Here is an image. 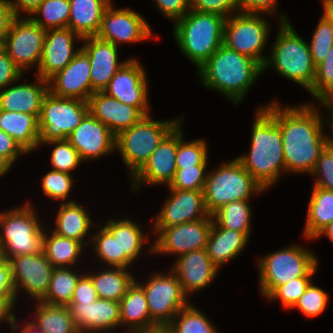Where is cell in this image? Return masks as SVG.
I'll return each instance as SVG.
<instances>
[{
  "mask_svg": "<svg viewBox=\"0 0 333 333\" xmlns=\"http://www.w3.org/2000/svg\"><path fill=\"white\" fill-rule=\"evenodd\" d=\"M263 190L236 158L207 175L203 189L205 206L209 215H212L227 203L249 200L252 193Z\"/></svg>",
  "mask_w": 333,
  "mask_h": 333,
  "instance_id": "obj_6",
  "label": "cell"
},
{
  "mask_svg": "<svg viewBox=\"0 0 333 333\" xmlns=\"http://www.w3.org/2000/svg\"><path fill=\"white\" fill-rule=\"evenodd\" d=\"M48 143L57 145L51 155V164L54 170L69 173L82 161L76 148L67 139Z\"/></svg>",
  "mask_w": 333,
  "mask_h": 333,
  "instance_id": "obj_45",
  "label": "cell"
},
{
  "mask_svg": "<svg viewBox=\"0 0 333 333\" xmlns=\"http://www.w3.org/2000/svg\"><path fill=\"white\" fill-rule=\"evenodd\" d=\"M310 277H298L278 286L267 298L280 299L283 306L292 308L311 283Z\"/></svg>",
  "mask_w": 333,
  "mask_h": 333,
  "instance_id": "obj_48",
  "label": "cell"
},
{
  "mask_svg": "<svg viewBox=\"0 0 333 333\" xmlns=\"http://www.w3.org/2000/svg\"><path fill=\"white\" fill-rule=\"evenodd\" d=\"M276 0H239V9L243 13L258 14L272 12L275 9Z\"/></svg>",
  "mask_w": 333,
  "mask_h": 333,
  "instance_id": "obj_58",
  "label": "cell"
},
{
  "mask_svg": "<svg viewBox=\"0 0 333 333\" xmlns=\"http://www.w3.org/2000/svg\"><path fill=\"white\" fill-rule=\"evenodd\" d=\"M78 37L70 28H57L46 30L43 50L38 66V76L49 80L56 73L64 69L71 60L79 53L81 48L73 51V40Z\"/></svg>",
  "mask_w": 333,
  "mask_h": 333,
  "instance_id": "obj_19",
  "label": "cell"
},
{
  "mask_svg": "<svg viewBox=\"0 0 333 333\" xmlns=\"http://www.w3.org/2000/svg\"><path fill=\"white\" fill-rule=\"evenodd\" d=\"M173 267L171 271L186 295L209 285L218 273V267L211 261L206 249L180 255Z\"/></svg>",
  "mask_w": 333,
  "mask_h": 333,
  "instance_id": "obj_26",
  "label": "cell"
},
{
  "mask_svg": "<svg viewBox=\"0 0 333 333\" xmlns=\"http://www.w3.org/2000/svg\"><path fill=\"white\" fill-rule=\"evenodd\" d=\"M311 106L280 109L273 102L264 107L281 130L285 171L312 173L320 152L328 144L329 137L322 135L320 114Z\"/></svg>",
  "mask_w": 333,
  "mask_h": 333,
  "instance_id": "obj_1",
  "label": "cell"
},
{
  "mask_svg": "<svg viewBox=\"0 0 333 333\" xmlns=\"http://www.w3.org/2000/svg\"><path fill=\"white\" fill-rule=\"evenodd\" d=\"M22 153L27 152L11 136L0 129V154L13 164L19 154Z\"/></svg>",
  "mask_w": 333,
  "mask_h": 333,
  "instance_id": "obj_56",
  "label": "cell"
},
{
  "mask_svg": "<svg viewBox=\"0 0 333 333\" xmlns=\"http://www.w3.org/2000/svg\"><path fill=\"white\" fill-rule=\"evenodd\" d=\"M87 102L89 113L107 126L115 136L145 116L137 107L122 103L103 91L94 92Z\"/></svg>",
  "mask_w": 333,
  "mask_h": 333,
  "instance_id": "obj_22",
  "label": "cell"
},
{
  "mask_svg": "<svg viewBox=\"0 0 333 333\" xmlns=\"http://www.w3.org/2000/svg\"><path fill=\"white\" fill-rule=\"evenodd\" d=\"M322 234H326L332 241H333V221H331L330 223H328L319 233L318 235L315 237H319Z\"/></svg>",
  "mask_w": 333,
  "mask_h": 333,
  "instance_id": "obj_64",
  "label": "cell"
},
{
  "mask_svg": "<svg viewBox=\"0 0 333 333\" xmlns=\"http://www.w3.org/2000/svg\"><path fill=\"white\" fill-rule=\"evenodd\" d=\"M89 215L90 213H86V210L74 201L63 203L60 205V211L55 220L57 228L53 232L82 243L91 224L93 225Z\"/></svg>",
  "mask_w": 333,
  "mask_h": 333,
  "instance_id": "obj_33",
  "label": "cell"
},
{
  "mask_svg": "<svg viewBox=\"0 0 333 333\" xmlns=\"http://www.w3.org/2000/svg\"><path fill=\"white\" fill-rule=\"evenodd\" d=\"M15 294L24 288L37 301L47 294L54 267L43 252L17 255L9 259Z\"/></svg>",
  "mask_w": 333,
  "mask_h": 333,
  "instance_id": "obj_15",
  "label": "cell"
},
{
  "mask_svg": "<svg viewBox=\"0 0 333 333\" xmlns=\"http://www.w3.org/2000/svg\"><path fill=\"white\" fill-rule=\"evenodd\" d=\"M176 21L174 35L181 51L199 68L223 44L226 18L189 10Z\"/></svg>",
  "mask_w": 333,
  "mask_h": 333,
  "instance_id": "obj_4",
  "label": "cell"
},
{
  "mask_svg": "<svg viewBox=\"0 0 333 333\" xmlns=\"http://www.w3.org/2000/svg\"><path fill=\"white\" fill-rule=\"evenodd\" d=\"M98 299L94 284L88 275H82L73 292L69 305L91 304Z\"/></svg>",
  "mask_w": 333,
  "mask_h": 333,
  "instance_id": "obj_53",
  "label": "cell"
},
{
  "mask_svg": "<svg viewBox=\"0 0 333 333\" xmlns=\"http://www.w3.org/2000/svg\"><path fill=\"white\" fill-rule=\"evenodd\" d=\"M2 252H1V249H0V261L2 260Z\"/></svg>",
  "mask_w": 333,
  "mask_h": 333,
  "instance_id": "obj_69",
  "label": "cell"
},
{
  "mask_svg": "<svg viewBox=\"0 0 333 333\" xmlns=\"http://www.w3.org/2000/svg\"><path fill=\"white\" fill-rule=\"evenodd\" d=\"M48 82L49 85L54 84L48 88L54 96L88 101L92 95L89 57L81 49L71 62Z\"/></svg>",
  "mask_w": 333,
  "mask_h": 333,
  "instance_id": "obj_18",
  "label": "cell"
},
{
  "mask_svg": "<svg viewBox=\"0 0 333 333\" xmlns=\"http://www.w3.org/2000/svg\"><path fill=\"white\" fill-rule=\"evenodd\" d=\"M139 285L146 293L150 319L157 327H166L181 309L189 305L174 272L167 276L153 275L146 285Z\"/></svg>",
  "mask_w": 333,
  "mask_h": 333,
  "instance_id": "obj_12",
  "label": "cell"
},
{
  "mask_svg": "<svg viewBox=\"0 0 333 333\" xmlns=\"http://www.w3.org/2000/svg\"><path fill=\"white\" fill-rule=\"evenodd\" d=\"M22 71L14 64L12 59L0 45V89L12 82L18 81Z\"/></svg>",
  "mask_w": 333,
  "mask_h": 333,
  "instance_id": "obj_54",
  "label": "cell"
},
{
  "mask_svg": "<svg viewBox=\"0 0 333 333\" xmlns=\"http://www.w3.org/2000/svg\"><path fill=\"white\" fill-rule=\"evenodd\" d=\"M95 287L98 298L120 301L135 281L125 268L114 267L97 275H88Z\"/></svg>",
  "mask_w": 333,
  "mask_h": 333,
  "instance_id": "obj_36",
  "label": "cell"
},
{
  "mask_svg": "<svg viewBox=\"0 0 333 333\" xmlns=\"http://www.w3.org/2000/svg\"><path fill=\"white\" fill-rule=\"evenodd\" d=\"M97 36L117 46L118 42H135L151 36L149 25L129 9H115L110 3L102 16Z\"/></svg>",
  "mask_w": 333,
  "mask_h": 333,
  "instance_id": "obj_17",
  "label": "cell"
},
{
  "mask_svg": "<svg viewBox=\"0 0 333 333\" xmlns=\"http://www.w3.org/2000/svg\"><path fill=\"white\" fill-rule=\"evenodd\" d=\"M14 18L15 16L7 0H0V45L6 37Z\"/></svg>",
  "mask_w": 333,
  "mask_h": 333,
  "instance_id": "obj_59",
  "label": "cell"
},
{
  "mask_svg": "<svg viewBox=\"0 0 333 333\" xmlns=\"http://www.w3.org/2000/svg\"><path fill=\"white\" fill-rule=\"evenodd\" d=\"M0 297L16 298L9 260L0 261Z\"/></svg>",
  "mask_w": 333,
  "mask_h": 333,
  "instance_id": "obj_57",
  "label": "cell"
},
{
  "mask_svg": "<svg viewBox=\"0 0 333 333\" xmlns=\"http://www.w3.org/2000/svg\"><path fill=\"white\" fill-rule=\"evenodd\" d=\"M312 173L321 175L316 180L315 187L333 191V147L329 144L320 152Z\"/></svg>",
  "mask_w": 333,
  "mask_h": 333,
  "instance_id": "obj_51",
  "label": "cell"
},
{
  "mask_svg": "<svg viewBox=\"0 0 333 333\" xmlns=\"http://www.w3.org/2000/svg\"><path fill=\"white\" fill-rule=\"evenodd\" d=\"M159 9L170 19L175 21L184 17L187 8H191L190 0H156ZM187 10V11H186Z\"/></svg>",
  "mask_w": 333,
  "mask_h": 333,
  "instance_id": "obj_55",
  "label": "cell"
},
{
  "mask_svg": "<svg viewBox=\"0 0 333 333\" xmlns=\"http://www.w3.org/2000/svg\"><path fill=\"white\" fill-rule=\"evenodd\" d=\"M39 85L20 84L0 92V110L34 115L38 120L49 82L38 76Z\"/></svg>",
  "mask_w": 333,
  "mask_h": 333,
  "instance_id": "obj_27",
  "label": "cell"
},
{
  "mask_svg": "<svg viewBox=\"0 0 333 333\" xmlns=\"http://www.w3.org/2000/svg\"><path fill=\"white\" fill-rule=\"evenodd\" d=\"M19 18V19H18ZM46 29L30 18L15 17L1 43L14 64L23 72L26 67L40 64Z\"/></svg>",
  "mask_w": 333,
  "mask_h": 333,
  "instance_id": "obj_13",
  "label": "cell"
},
{
  "mask_svg": "<svg viewBox=\"0 0 333 333\" xmlns=\"http://www.w3.org/2000/svg\"><path fill=\"white\" fill-rule=\"evenodd\" d=\"M271 59L266 60L263 70L271 62L282 76L304 86L308 91L311 90L316 76V65L308 43L293 30L285 15L281 18V27L272 48Z\"/></svg>",
  "mask_w": 333,
  "mask_h": 333,
  "instance_id": "obj_5",
  "label": "cell"
},
{
  "mask_svg": "<svg viewBox=\"0 0 333 333\" xmlns=\"http://www.w3.org/2000/svg\"><path fill=\"white\" fill-rule=\"evenodd\" d=\"M212 223V216L208 215L204 219L193 222L154 228L160 234L156 243L153 244L151 252L182 255L194 250L205 249Z\"/></svg>",
  "mask_w": 333,
  "mask_h": 333,
  "instance_id": "obj_14",
  "label": "cell"
},
{
  "mask_svg": "<svg viewBox=\"0 0 333 333\" xmlns=\"http://www.w3.org/2000/svg\"><path fill=\"white\" fill-rule=\"evenodd\" d=\"M85 44L81 49L90 61V78L92 94L103 91L117 70L125 63H118L117 46L98 36L83 38Z\"/></svg>",
  "mask_w": 333,
  "mask_h": 333,
  "instance_id": "obj_23",
  "label": "cell"
},
{
  "mask_svg": "<svg viewBox=\"0 0 333 333\" xmlns=\"http://www.w3.org/2000/svg\"><path fill=\"white\" fill-rule=\"evenodd\" d=\"M328 299L327 293L311 282L292 308L297 307L304 315L314 317L325 310Z\"/></svg>",
  "mask_w": 333,
  "mask_h": 333,
  "instance_id": "obj_47",
  "label": "cell"
},
{
  "mask_svg": "<svg viewBox=\"0 0 333 333\" xmlns=\"http://www.w3.org/2000/svg\"><path fill=\"white\" fill-rule=\"evenodd\" d=\"M262 71L257 61L223 44L199 67L204 85L226 94L234 103L243 99Z\"/></svg>",
  "mask_w": 333,
  "mask_h": 333,
  "instance_id": "obj_3",
  "label": "cell"
},
{
  "mask_svg": "<svg viewBox=\"0 0 333 333\" xmlns=\"http://www.w3.org/2000/svg\"><path fill=\"white\" fill-rule=\"evenodd\" d=\"M170 190L172 196L158 214L155 228L193 222L209 215L205 206L203 190Z\"/></svg>",
  "mask_w": 333,
  "mask_h": 333,
  "instance_id": "obj_20",
  "label": "cell"
},
{
  "mask_svg": "<svg viewBox=\"0 0 333 333\" xmlns=\"http://www.w3.org/2000/svg\"><path fill=\"white\" fill-rule=\"evenodd\" d=\"M79 333H101L120 325V303L98 298L91 304L68 305Z\"/></svg>",
  "mask_w": 333,
  "mask_h": 333,
  "instance_id": "obj_25",
  "label": "cell"
},
{
  "mask_svg": "<svg viewBox=\"0 0 333 333\" xmlns=\"http://www.w3.org/2000/svg\"><path fill=\"white\" fill-rule=\"evenodd\" d=\"M314 64H320L333 47V26L322 16L308 45Z\"/></svg>",
  "mask_w": 333,
  "mask_h": 333,
  "instance_id": "obj_44",
  "label": "cell"
},
{
  "mask_svg": "<svg viewBox=\"0 0 333 333\" xmlns=\"http://www.w3.org/2000/svg\"><path fill=\"white\" fill-rule=\"evenodd\" d=\"M29 204L0 214L3 235H0L2 258L43 252L44 232Z\"/></svg>",
  "mask_w": 333,
  "mask_h": 333,
  "instance_id": "obj_8",
  "label": "cell"
},
{
  "mask_svg": "<svg viewBox=\"0 0 333 333\" xmlns=\"http://www.w3.org/2000/svg\"><path fill=\"white\" fill-rule=\"evenodd\" d=\"M22 331H23L22 333H30L25 327L23 328Z\"/></svg>",
  "mask_w": 333,
  "mask_h": 333,
  "instance_id": "obj_68",
  "label": "cell"
},
{
  "mask_svg": "<svg viewBox=\"0 0 333 333\" xmlns=\"http://www.w3.org/2000/svg\"><path fill=\"white\" fill-rule=\"evenodd\" d=\"M333 113V112H332ZM333 122V121H332ZM333 124V123H332ZM332 127H333V125H332ZM328 144L331 146V147H333V138L331 139H329L328 138Z\"/></svg>",
  "mask_w": 333,
  "mask_h": 333,
  "instance_id": "obj_67",
  "label": "cell"
},
{
  "mask_svg": "<svg viewBox=\"0 0 333 333\" xmlns=\"http://www.w3.org/2000/svg\"><path fill=\"white\" fill-rule=\"evenodd\" d=\"M32 14H42L41 18H30L43 29L66 28L69 24L70 2L69 0H43Z\"/></svg>",
  "mask_w": 333,
  "mask_h": 333,
  "instance_id": "obj_40",
  "label": "cell"
},
{
  "mask_svg": "<svg viewBox=\"0 0 333 333\" xmlns=\"http://www.w3.org/2000/svg\"><path fill=\"white\" fill-rule=\"evenodd\" d=\"M257 114L249 156L237 159L265 190L285 170V162L279 124L264 108H259Z\"/></svg>",
  "mask_w": 333,
  "mask_h": 333,
  "instance_id": "obj_2",
  "label": "cell"
},
{
  "mask_svg": "<svg viewBox=\"0 0 333 333\" xmlns=\"http://www.w3.org/2000/svg\"><path fill=\"white\" fill-rule=\"evenodd\" d=\"M80 277L69 268H54L48 292L41 302L68 306L72 301L73 292Z\"/></svg>",
  "mask_w": 333,
  "mask_h": 333,
  "instance_id": "obj_39",
  "label": "cell"
},
{
  "mask_svg": "<svg viewBox=\"0 0 333 333\" xmlns=\"http://www.w3.org/2000/svg\"><path fill=\"white\" fill-rule=\"evenodd\" d=\"M42 1L43 0H16V2H12L7 0L15 17H19L18 12L20 9L28 14H32Z\"/></svg>",
  "mask_w": 333,
  "mask_h": 333,
  "instance_id": "obj_60",
  "label": "cell"
},
{
  "mask_svg": "<svg viewBox=\"0 0 333 333\" xmlns=\"http://www.w3.org/2000/svg\"><path fill=\"white\" fill-rule=\"evenodd\" d=\"M118 240L119 267L126 268L138 257L146 238L137 224L131 220H109L104 226Z\"/></svg>",
  "mask_w": 333,
  "mask_h": 333,
  "instance_id": "obj_32",
  "label": "cell"
},
{
  "mask_svg": "<svg viewBox=\"0 0 333 333\" xmlns=\"http://www.w3.org/2000/svg\"><path fill=\"white\" fill-rule=\"evenodd\" d=\"M91 239L94 240L95 249L98 256L112 265V267H119V246L117 238L105 228H101L97 235Z\"/></svg>",
  "mask_w": 333,
  "mask_h": 333,
  "instance_id": "obj_50",
  "label": "cell"
},
{
  "mask_svg": "<svg viewBox=\"0 0 333 333\" xmlns=\"http://www.w3.org/2000/svg\"><path fill=\"white\" fill-rule=\"evenodd\" d=\"M331 221H333V191L314 186L304 235L309 239L315 238Z\"/></svg>",
  "mask_w": 333,
  "mask_h": 333,
  "instance_id": "obj_34",
  "label": "cell"
},
{
  "mask_svg": "<svg viewBox=\"0 0 333 333\" xmlns=\"http://www.w3.org/2000/svg\"><path fill=\"white\" fill-rule=\"evenodd\" d=\"M67 140L82 160L95 159L116 149V136L107 126L88 113Z\"/></svg>",
  "mask_w": 333,
  "mask_h": 333,
  "instance_id": "obj_21",
  "label": "cell"
},
{
  "mask_svg": "<svg viewBox=\"0 0 333 333\" xmlns=\"http://www.w3.org/2000/svg\"><path fill=\"white\" fill-rule=\"evenodd\" d=\"M323 4H324V10H325L323 16L333 26V0H323Z\"/></svg>",
  "mask_w": 333,
  "mask_h": 333,
  "instance_id": "obj_62",
  "label": "cell"
},
{
  "mask_svg": "<svg viewBox=\"0 0 333 333\" xmlns=\"http://www.w3.org/2000/svg\"><path fill=\"white\" fill-rule=\"evenodd\" d=\"M179 127L180 124L177 125L176 169L207 165L206 143L203 140L185 143Z\"/></svg>",
  "mask_w": 333,
  "mask_h": 333,
  "instance_id": "obj_43",
  "label": "cell"
},
{
  "mask_svg": "<svg viewBox=\"0 0 333 333\" xmlns=\"http://www.w3.org/2000/svg\"><path fill=\"white\" fill-rule=\"evenodd\" d=\"M247 201H232L225 204L211 215L213 222L219 227L243 232L249 237L251 210Z\"/></svg>",
  "mask_w": 333,
  "mask_h": 333,
  "instance_id": "obj_38",
  "label": "cell"
},
{
  "mask_svg": "<svg viewBox=\"0 0 333 333\" xmlns=\"http://www.w3.org/2000/svg\"><path fill=\"white\" fill-rule=\"evenodd\" d=\"M309 92L333 111V47L316 66L315 80Z\"/></svg>",
  "mask_w": 333,
  "mask_h": 333,
  "instance_id": "obj_41",
  "label": "cell"
},
{
  "mask_svg": "<svg viewBox=\"0 0 333 333\" xmlns=\"http://www.w3.org/2000/svg\"><path fill=\"white\" fill-rule=\"evenodd\" d=\"M247 240L248 237L243 232L218 227L213 222L205 249L211 261L219 268L240 253Z\"/></svg>",
  "mask_w": 333,
  "mask_h": 333,
  "instance_id": "obj_30",
  "label": "cell"
},
{
  "mask_svg": "<svg viewBox=\"0 0 333 333\" xmlns=\"http://www.w3.org/2000/svg\"><path fill=\"white\" fill-rule=\"evenodd\" d=\"M317 258L306 249L290 246L259 261L261 291L268 297L278 286L315 274Z\"/></svg>",
  "mask_w": 333,
  "mask_h": 333,
  "instance_id": "obj_9",
  "label": "cell"
},
{
  "mask_svg": "<svg viewBox=\"0 0 333 333\" xmlns=\"http://www.w3.org/2000/svg\"><path fill=\"white\" fill-rule=\"evenodd\" d=\"M177 126L162 140L144 166L133 176L134 187L142 182H172L176 172Z\"/></svg>",
  "mask_w": 333,
  "mask_h": 333,
  "instance_id": "obj_24",
  "label": "cell"
},
{
  "mask_svg": "<svg viewBox=\"0 0 333 333\" xmlns=\"http://www.w3.org/2000/svg\"><path fill=\"white\" fill-rule=\"evenodd\" d=\"M191 10L217 14L228 18V12L239 8V0H190Z\"/></svg>",
  "mask_w": 333,
  "mask_h": 333,
  "instance_id": "obj_52",
  "label": "cell"
},
{
  "mask_svg": "<svg viewBox=\"0 0 333 333\" xmlns=\"http://www.w3.org/2000/svg\"><path fill=\"white\" fill-rule=\"evenodd\" d=\"M11 165L12 163L6 157L0 154V176L9 170Z\"/></svg>",
  "mask_w": 333,
  "mask_h": 333,
  "instance_id": "obj_63",
  "label": "cell"
},
{
  "mask_svg": "<svg viewBox=\"0 0 333 333\" xmlns=\"http://www.w3.org/2000/svg\"><path fill=\"white\" fill-rule=\"evenodd\" d=\"M268 24L258 14L239 13L226 18L223 45L257 61L262 67L267 59L260 56L268 36Z\"/></svg>",
  "mask_w": 333,
  "mask_h": 333,
  "instance_id": "obj_11",
  "label": "cell"
},
{
  "mask_svg": "<svg viewBox=\"0 0 333 333\" xmlns=\"http://www.w3.org/2000/svg\"><path fill=\"white\" fill-rule=\"evenodd\" d=\"M25 328H26L30 333H45V332L42 331L40 328H38L37 326H35V325L33 324V322L26 323Z\"/></svg>",
  "mask_w": 333,
  "mask_h": 333,
  "instance_id": "obj_66",
  "label": "cell"
},
{
  "mask_svg": "<svg viewBox=\"0 0 333 333\" xmlns=\"http://www.w3.org/2000/svg\"><path fill=\"white\" fill-rule=\"evenodd\" d=\"M82 245L85 244L53 232L51 237L44 234L43 253L54 268L70 266L78 259Z\"/></svg>",
  "mask_w": 333,
  "mask_h": 333,
  "instance_id": "obj_37",
  "label": "cell"
},
{
  "mask_svg": "<svg viewBox=\"0 0 333 333\" xmlns=\"http://www.w3.org/2000/svg\"><path fill=\"white\" fill-rule=\"evenodd\" d=\"M206 165H196L189 168L176 169L174 178L169 184L170 189L203 190L207 178L204 173Z\"/></svg>",
  "mask_w": 333,
  "mask_h": 333,
  "instance_id": "obj_46",
  "label": "cell"
},
{
  "mask_svg": "<svg viewBox=\"0 0 333 333\" xmlns=\"http://www.w3.org/2000/svg\"><path fill=\"white\" fill-rule=\"evenodd\" d=\"M119 303L120 324L124 322L125 324H130L129 329L132 332L157 327L150 319L146 293L136 281L127 289L126 294L121 298Z\"/></svg>",
  "mask_w": 333,
  "mask_h": 333,
  "instance_id": "obj_29",
  "label": "cell"
},
{
  "mask_svg": "<svg viewBox=\"0 0 333 333\" xmlns=\"http://www.w3.org/2000/svg\"><path fill=\"white\" fill-rule=\"evenodd\" d=\"M88 113L87 101L60 98L48 92L39 117V144L66 140Z\"/></svg>",
  "mask_w": 333,
  "mask_h": 333,
  "instance_id": "obj_10",
  "label": "cell"
},
{
  "mask_svg": "<svg viewBox=\"0 0 333 333\" xmlns=\"http://www.w3.org/2000/svg\"><path fill=\"white\" fill-rule=\"evenodd\" d=\"M0 129L26 152L39 146V120L34 115L0 110Z\"/></svg>",
  "mask_w": 333,
  "mask_h": 333,
  "instance_id": "obj_31",
  "label": "cell"
},
{
  "mask_svg": "<svg viewBox=\"0 0 333 333\" xmlns=\"http://www.w3.org/2000/svg\"><path fill=\"white\" fill-rule=\"evenodd\" d=\"M35 326L45 333H79L70 310L65 305H51L39 301L35 311Z\"/></svg>",
  "mask_w": 333,
  "mask_h": 333,
  "instance_id": "obj_35",
  "label": "cell"
},
{
  "mask_svg": "<svg viewBox=\"0 0 333 333\" xmlns=\"http://www.w3.org/2000/svg\"><path fill=\"white\" fill-rule=\"evenodd\" d=\"M16 298H3L0 297V321L5 318L8 320V322L12 323V329H16V318L13 314H11V309L13 307V304L15 303Z\"/></svg>",
  "mask_w": 333,
  "mask_h": 333,
  "instance_id": "obj_61",
  "label": "cell"
},
{
  "mask_svg": "<svg viewBox=\"0 0 333 333\" xmlns=\"http://www.w3.org/2000/svg\"><path fill=\"white\" fill-rule=\"evenodd\" d=\"M144 69L137 60H127L103 90L108 96L127 105L137 107L145 116L148 114L147 80Z\"/></svg>",
  "mask_w": 333,
  "mask_h": 333,
  "instance_id": "obj_16",
  "label": "cell"
},
{
  "mask_svg": "<svg viewBox=\"0 0 333 333\" xmlns=\"http://www.w3.org/2000/svg\"><path fill=\"white\" fill-rule=\"evenodd\" d=\"M133 333H171V332L167 327H156L149 330L135 331Z\"/></svg>",
  "mask_w": 333,
  "mask_h": 333,
  "instance_id": "obj_65",
  "label": "cell"
},
{
  "mask_svg": "<svg viewBox=\"0 0 333 333\" xmlns=\"http://www.w3.org/2000/svg\"><path fill=\"white\" fill-rule=\"evenodd\" d=\"M72 187V179L69 173L52 169L43 176L42 188L49 198L65 199Z\"/></svg>",
  "mask_w": 333,
  "mask_h": 333,
  "instance_id": "obj_49",
  "label": "cell"
},
{
  "mask_svg": "<svg viewBox=\"0 0 333 333\" xmlns=\"http://www.w3.org/2000/svg\"><path fill=\"white\" fill-rule=\"evenodd\" d=\"M69 2L68 28L82 38L97 36L103 13L110 0H69Z\"/></svg>",
  "mask_w": 333,
  "mask_h": 333,
  "instance_id": "obj_28",
  "label": "cell"
},
{
  "mask_svg": "<svg viewBox=\"0 0 333 333\" xmlns=\"http://www.w3.org/2000/svg\"><path fill=\"white\" fill-rule=\"evenodd\" d=\"M176 316H181L180 321L171 320L166 326L171 333H216L208 319L191 305L181 309Z\"/></svg>",
  "mask_w": 333,
  "mask_h": 333,
  "instance_id": "obj_42",
  "label": "cell"
},
{
  "mask_svg": "<svg viewBox=\"0 0 333 333\" xmlns=\"http://www.w3.org/2000/svg\"><path fill=\"white\" fill-rule=\"evenodd\" d=\"M179 123V120L157 122L147 115L116 136L115 147H118L126 166L130 168L132 178Z\"/></svg>",
  "mask_w": 333,
  "mask_h": 333,
  "instance_id": "obj_7",
  "label": "cell"
}]
</instances>
